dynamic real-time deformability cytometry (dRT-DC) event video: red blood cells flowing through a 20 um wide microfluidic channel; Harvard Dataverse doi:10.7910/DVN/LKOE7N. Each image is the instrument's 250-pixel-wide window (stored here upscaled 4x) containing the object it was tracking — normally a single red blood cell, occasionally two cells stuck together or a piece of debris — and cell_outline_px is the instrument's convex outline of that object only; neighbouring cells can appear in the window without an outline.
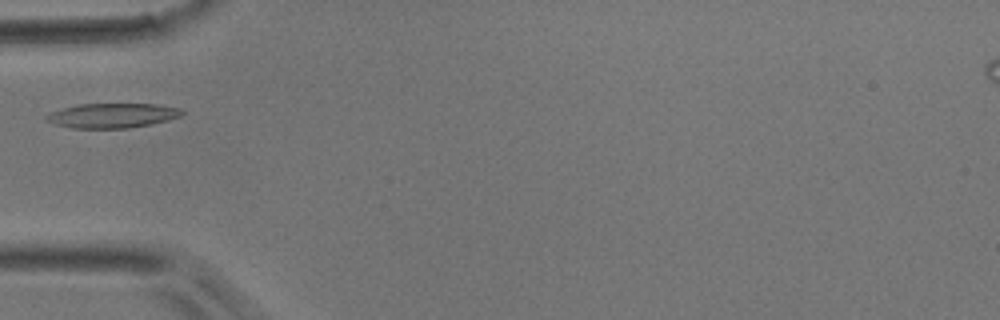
{"species": "common noctule bat (a hibernating species)", "species_latin": "Nyctalus noctula", "temperature_condition": "room temperature", "stored_images_in_passage": 4, "camera_frame_rate_fps": 3000, "um_per_image_px": 0.085, "animal": {"sex": "male", "body_mass_g": 17.9}, "frame": {"image": 1, "passage_image": 1, "time_ms": 0.0, "image_size_px": [1000, 320], "cell_outline_px": [[184, 112], [180, 116], [168, 120], [152, 124], [128, 128], [72, 128], [56, 124], [44, 120], [44, 116], [52, 112], [64, 108], [80, 104], [156, 104], [180, 108]], "centroid_in_image_um": [9.55, 9.82], "position_along_channel_um": 75.4, "area_um2": 19.36}}
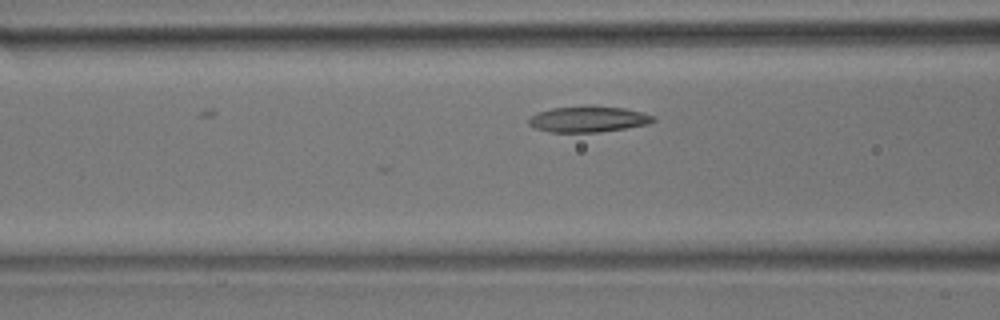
{"frame": {"image": 2, "passage_image": 4, "time_ms": 1.0, "image_size_px": [1000, 320], "cell_outline_px": [[656, 120], [648, 124], [600, 132], [552, 132], [536, 128], [528, 124], [528, 120], [532, 116], [540, 112], [552, 108], [624, 108], [656, 116]], "centroid_in_image_um": [50.03, 10.17], "position_along_channel_um": 116.6, "area_um2": 17.92}}